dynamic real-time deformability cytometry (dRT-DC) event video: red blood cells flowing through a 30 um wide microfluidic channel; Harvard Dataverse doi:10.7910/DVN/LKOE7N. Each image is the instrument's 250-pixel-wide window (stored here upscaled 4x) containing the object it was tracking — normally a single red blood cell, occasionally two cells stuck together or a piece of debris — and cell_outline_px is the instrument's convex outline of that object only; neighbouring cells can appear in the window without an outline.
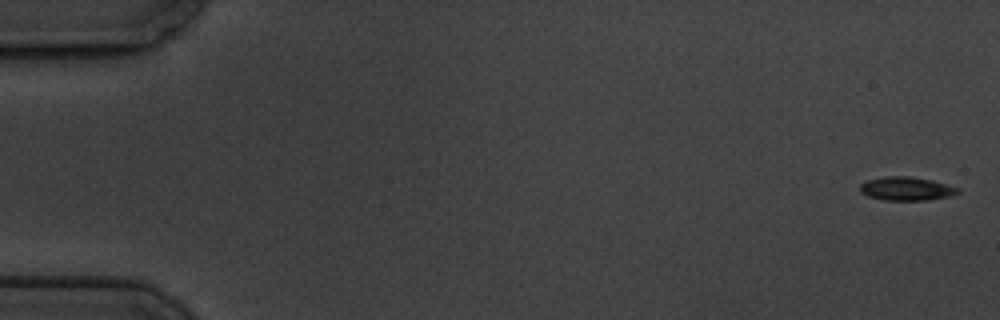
{"species": "common noctule bat (a hibernating species)", "species_latin": "Nyctalus noctula", "temperature_condition": "cold", "stored_images_in_passage": 7, "camera_frame_rate_fps": 3000, "um_per_image_px": 0.085, "animal": {"sex": "male", "body_mass_g": 19.5, "forearm_length_mm": 54.6}, "frame": {"image": 1, "passage_image": 1, "time_ms": 0.0, "image_size_px": [1000, 320], "cell_outline_px": [[960, 192], [952, 196], [928, 200], [884, 200], [868, 196], [860, 192], [860, 184], [868, 180], [884, 176], [912, 176], [932, 180], [960, 188]], "centroid_in_image_um": [77.07, 16.03], "position_along_channel_um": 7.9, "area_um2": 13.58}}
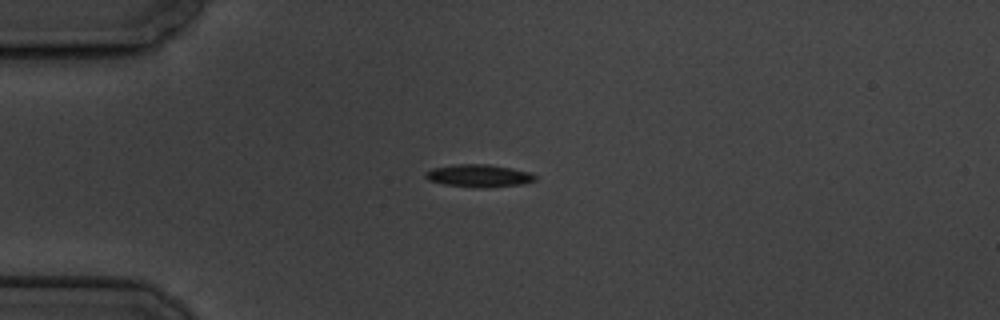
{"frame": {"image": 2, "passage_image": 5, "time_ms": 4.667, "image_size_px": [1000, 320], "cell_outline_px": [[536, 180], [524, 184], [484, 188], [476, 188], [444, 184], [428, 180], [424, 176], [424, 172], [432, 168], [452, 164], [488, 164], [512, 168], [528, 172], [536, 176]], "centroid_in_image_um": [40.67, 14.94], "position_along_channel_um": 44.3, "area_um2": 14.62}}
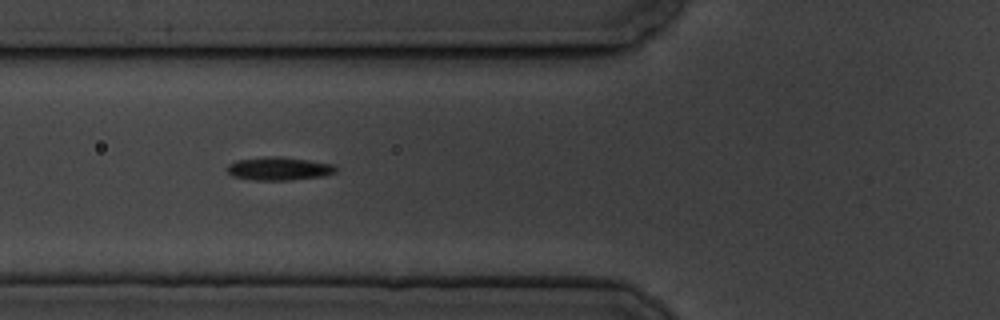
{"frame": {"image": 3, "passage_image": 7, "time_ms": 7.0, "image_size_px": [1000, 320], "cell_outline_px": [[336, 172], [324, 176], [288, 180], [252, 180], [232, 176], [228, 172], [228, 164], [236, 160], [272, 156], [280, 156], [308, 160], [332, 164], [336, 168]], "centroid_in_image_um": [23.7, 14.33], "position_along_channel_um": 102.1, "area_um2": 14.62}}